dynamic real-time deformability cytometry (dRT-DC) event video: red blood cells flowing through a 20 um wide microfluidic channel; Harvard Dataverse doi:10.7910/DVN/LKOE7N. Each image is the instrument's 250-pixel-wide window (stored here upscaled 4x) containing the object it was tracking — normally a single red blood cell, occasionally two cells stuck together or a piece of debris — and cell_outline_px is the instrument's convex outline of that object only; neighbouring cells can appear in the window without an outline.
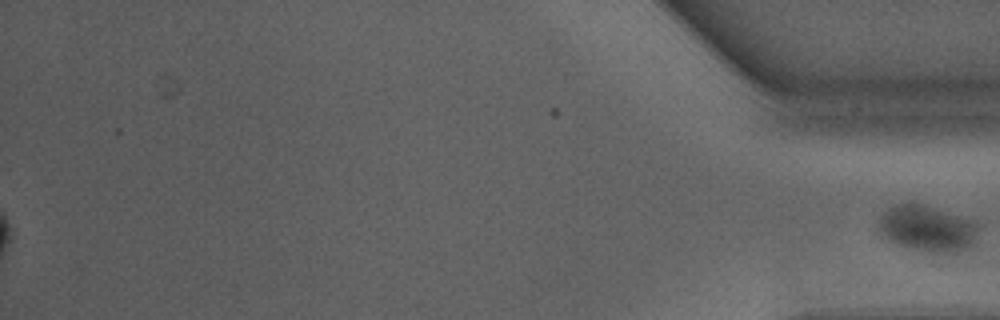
{"species": "Egyptian fruit bat (a non-hibernating species)", "species_latin": "Rousettus aegyptiacus", "temperature_condition": "warm", "stored_images_in_passage": 51, "segment_of_instrument_passage": [2, 2], "camera_frame_rate_fps": 3000, "um_per_image_px": 0.085, "animal": {"sex": "male"}, "frame": {"image": 1, "passage_image": 51, "time_ms": 16.667, "image_size_px": [1000, 320], "cell_outline_px": [[980, 228], [976, 244], [972, 248], [956, 252], [932, 252], [900, 244], [892, 240], [880, 228], [880, 216], [884, 212], [900, 204], [916, 204], [932, 208], [976, 220], [980, 224]], "centroid_in_image_um": [79.01, 19.44], "position_along_channel_um": 356.2, "area_um2": 26.07}}